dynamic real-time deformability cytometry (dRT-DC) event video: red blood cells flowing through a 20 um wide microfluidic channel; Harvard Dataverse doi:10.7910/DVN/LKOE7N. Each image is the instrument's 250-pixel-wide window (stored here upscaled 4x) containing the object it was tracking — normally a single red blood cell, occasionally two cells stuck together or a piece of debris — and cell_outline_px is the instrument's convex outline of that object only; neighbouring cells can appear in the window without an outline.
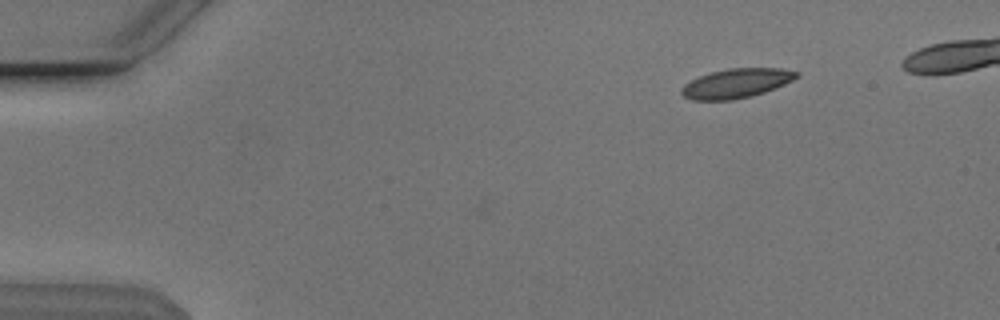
{"species": "Egyptian fruit bat (a non-hibernating species)", "species_latin": "Rousettus aegyptiacus", "temperature_condition": "cold", "stored_images_in_passage": 44, "camera_frame_rate_fps": 3000, "um_per_image_px": 0.085, "animal": {"sex": "male"}, "frame": {"image": 1, "passage_image": 1, "time_ms": 0.0, "image_size_px": [1000, 320], "cell_outline_px": [[800, 76], [784, 84], [764, 92], [752, 96], [732, 100], [692, 100], [684, 96], [680, 92], [680, 88], [684, 84], [700, 76], [712, 72], [728, 68], [780, 68], [800, 72]], "centroid_in_image_um": [62.59, 7.08], "position_along_channel_um": 22.4, "area_um2": 19.65}}
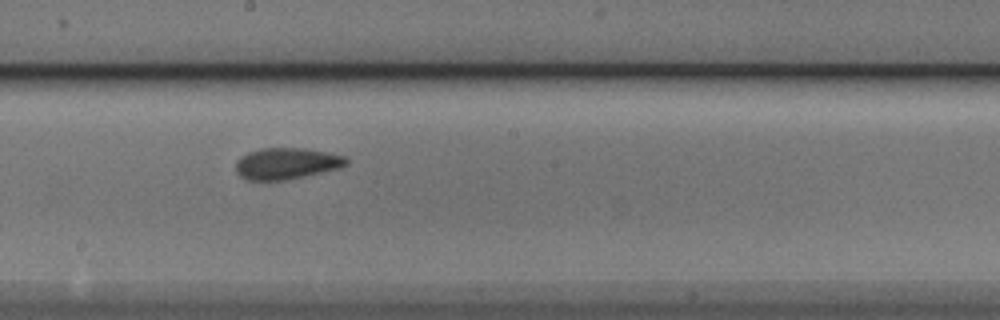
{"frame": {"image": 2, "passage_image": 24, "time_ms": 7.667, "image_size_px": [1000, 320], "cell_outline_px": [[348, 164], [340, 168], [304, 176], [284, 180], [248, 180], [240, 176], [236, 172], [236, 160], [240, 156], [248, 152], [260, 148], [304, 148], [344, 156], [348, 160]], "centroid_in_image_um": [24.32, 13.89], "position_along_channel_um": 223.9, "area_um2": 20.17}}
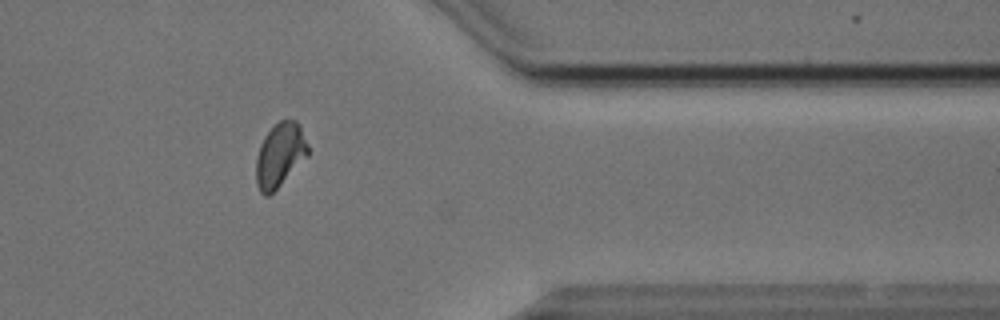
{"frame": {"image": 3, "passage_image": 38, "time_ms": 12.333, "image_size_px": [1000, 320], "cell_outline_px": [[308, 156], [268, 196], [264, 196], [260, 192], [256, 184], [256, 156], [260, 144], [264, 136], [280, 120], [296, 120], [300, 124], [308, 144]], "centroid_in_image_um": [23.79, 13.16], "position_along_channel_um": 387.6, "area_um2": 19.25}}